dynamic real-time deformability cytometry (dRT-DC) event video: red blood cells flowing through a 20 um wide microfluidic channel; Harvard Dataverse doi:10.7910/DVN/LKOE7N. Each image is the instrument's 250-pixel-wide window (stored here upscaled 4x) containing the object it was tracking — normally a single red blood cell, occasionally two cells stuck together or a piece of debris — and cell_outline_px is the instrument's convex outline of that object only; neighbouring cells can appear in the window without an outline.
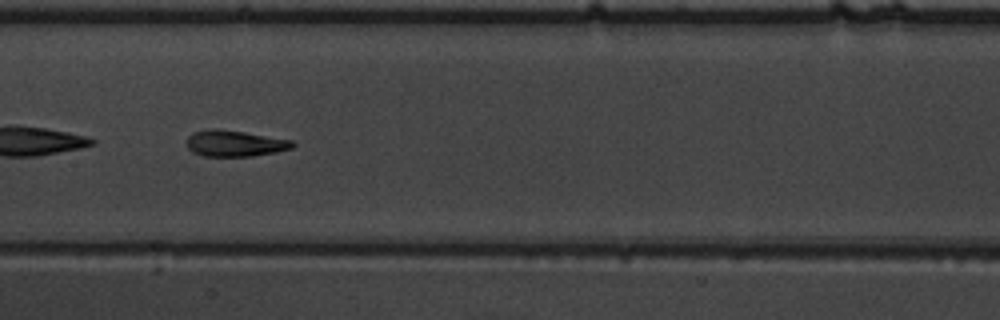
{"species": "common noctule bat (a hibernating species)", "species_latin": "Nyctalus noctula", "temperature_condition": "warm", "stored_images_in_passage": 54, "segment_of_instrument_passage": [2, 2], "camera_frame_rate_fps": 3000, "um_per_image_px": 0.085, "animal": {"sex": "male", "body_mass_g": 19.5, "forearm_length_mm": 54.6}, "frame": {"image": 1, "passage_image": 28, "time_ms": 9.0, "image_size_px": [1000, 320], "cell_outline_px": [[296, 144], [292, 148], [276, 152], [252, 156], [204, 156], [192, 152], [188, 148], [188, 136], [192, 132], [216, 128], [244, 132], [292, 140]], "centroid_in_image_um": [19.96, 12.19], "position_along_channel_um": 187.4, "area_um2": 16.07}}
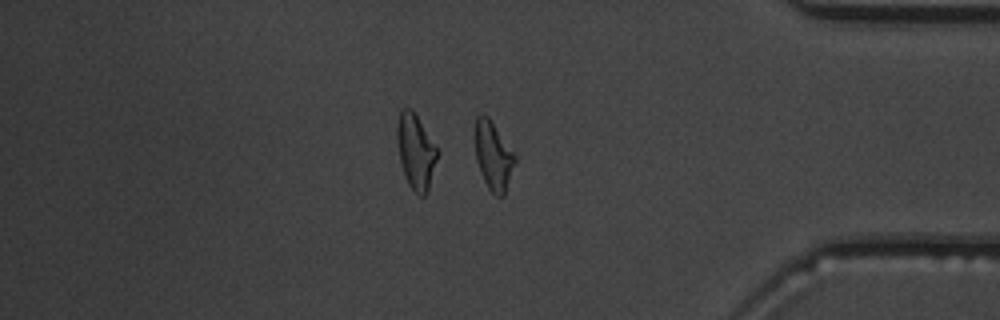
{"frame": {"image": 2, "passage_image": 46, "time_ms": 15.0, "image_size_px": [1000, 320], "cell_outline_px": [[516, 160], [504, 196], [496, 196], [488, 188], [480, 172], [476, 160], [476, 116], [488, 116], [516, 156]], "centroid_in_image_um": [41.94, 13.29], "position_along_channel_um": 393.3, "area_um2": 15.49}}
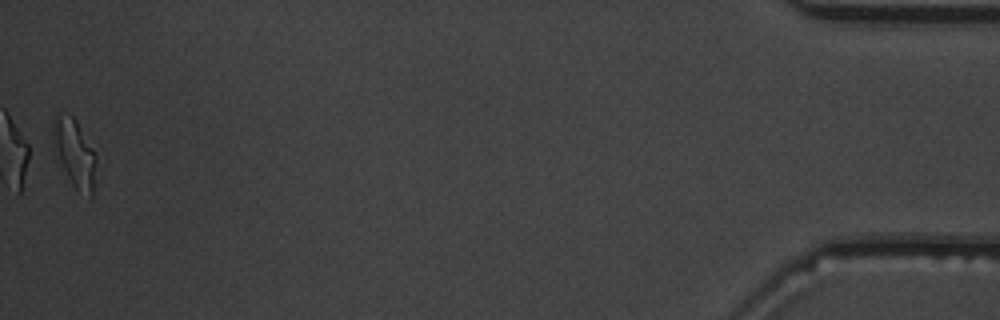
{"frame": {"image": 3, "passage_image": 54, "time_ms": 17.667, "image_size_px": [1000, 320], "cell_outline_px": [[96, 160], [92, 196], [88, 200], [76, 192], [60, 160], [56, 148], [52, 132], [52, 116], [56, 112], [60, 112], [72, 116], [76, 120], [92, 148], [96, 156]], "centroid_in_image_um": [6.34, 13.02], "position_along_channel_um": 428.9, "area_um2": 16.99}}